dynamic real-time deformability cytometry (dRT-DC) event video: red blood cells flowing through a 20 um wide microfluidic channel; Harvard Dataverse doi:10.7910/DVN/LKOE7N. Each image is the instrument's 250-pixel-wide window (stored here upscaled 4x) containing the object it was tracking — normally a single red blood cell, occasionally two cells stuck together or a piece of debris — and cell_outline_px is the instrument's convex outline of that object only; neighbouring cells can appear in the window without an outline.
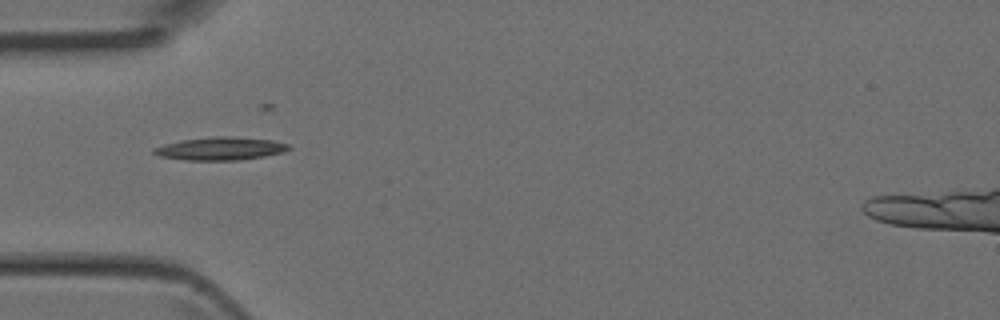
{"species": "Egyptian fruit bat (a non-hibernating species)", "species_latin": "Rousettus aegyptiacus", "temperature_condition": "room temperature", "stored_images_in_passage": 5, "segment_of_instrument_passage": [2, 2], "camera_frame_rate_fps": 3000, "um_per_image_px": 0.085, "animal": {"sex": "female"}, "frame": {"image": 1, "passage_image": 4, "time_ms": 1.0, "image_size_px": [1000, 320], "cell_outline_px": [[292, 148], [284, 152], [264, 156], [240, 160], [184, 160], [160, 156], [152, 152], [152, 148], [164, 144], [180, 140], [212, 136], [232, 136], [272, 140], [288, 144]], "centroid_in_image_um": [18.73, 12.62], "position_along_channel_um": 66.3, "area_um2": 18.21}}